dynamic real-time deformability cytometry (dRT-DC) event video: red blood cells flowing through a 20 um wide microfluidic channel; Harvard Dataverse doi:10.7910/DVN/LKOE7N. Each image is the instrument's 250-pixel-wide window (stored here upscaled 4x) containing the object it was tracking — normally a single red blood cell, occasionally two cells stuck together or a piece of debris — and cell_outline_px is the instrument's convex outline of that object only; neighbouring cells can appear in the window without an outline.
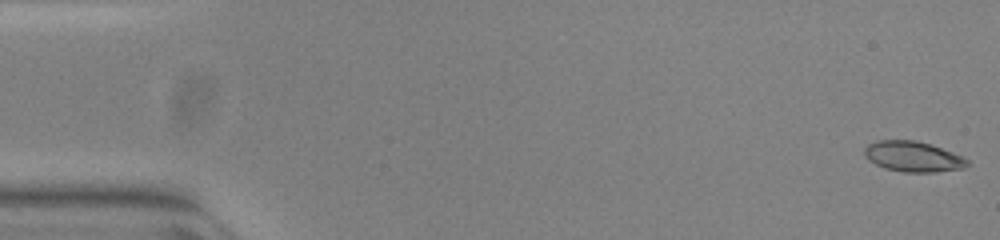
{"species": "common noctule bat (a hibernating species)", "species_latin": "Nyctalus noctula", "temperature_condition": "warm", "stored_images_in_passage": 53, "camera_frame_rate_fps": 3000, "um_per_image_px": 0.085, "animal": {"sex": "female", "body_mass_g": 23.0, "forearm_length_mm": 53.4}, "frame": {"image": 1, "passage_image": 1, "time_ms": 0.0, "image_size_px": [1000, 240], "cell_outline_px": [[972, 164], [964, 168], [932, 172], [904, 172], [884, 168], [868, 160], [864, 156], [864, 148], [868, 144], [876, 140], [916, 140], [952, 152], [968, 160]], "centroid_in_image_um": [77.58, 13.31], "position_along_channel_um": 7.4, "area_um2": 18.21}}
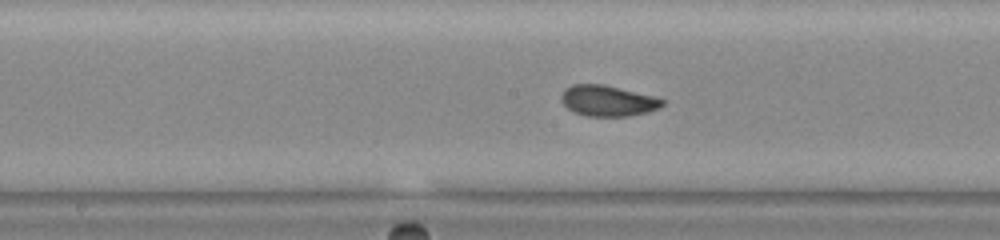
{"frame": {"image": 2, "passage_image": 27, "time_ms": 8.667, "image_size_px": [1000, 240], "cell_outline_px": [[664, 104], [660, 108], [648, 112], [628, 116], [588, 116], [576, 112], [568, 108], [560, 100], [560, 96], [564, 88], [572, 84], [604, 84], [656, 96], [664, 100]], "centroid_in_image_um": [51.68, 8.55], "position_along_channel_um": 196.5, "area_um2": 18.32}}
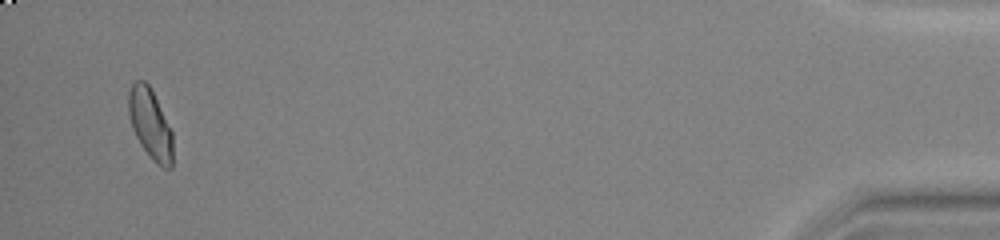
{"frame": {"image": 3, "passage_image": 51, "time_ms": 16.667, "image_size_px": [1000, 240], "cell_outline_px": [[172, 168], [164, 168], [156, 164], [152, 160], [140, 144], [132, 128], [128, 112], [128, 92], [132, 84], [136, 80], [144, 80], [148, 84], [172, 132]], "centroid_in_image_um": [12.75, 10.56], "position_along_channel_um": 422.4, "area_um2": 17.86}, "authors_computed_cell_mechanics": {"area_um2": 18.0336, "velocity_mm_per_s": 3.8822, "shape_relaxation_time_tau1_ms": 3.4344, "shape_relaxation_time_tau2_ms": 0.8133, "deformation_change_tau1": 0.1363, "deformation_change_tau2": 0.0432}}